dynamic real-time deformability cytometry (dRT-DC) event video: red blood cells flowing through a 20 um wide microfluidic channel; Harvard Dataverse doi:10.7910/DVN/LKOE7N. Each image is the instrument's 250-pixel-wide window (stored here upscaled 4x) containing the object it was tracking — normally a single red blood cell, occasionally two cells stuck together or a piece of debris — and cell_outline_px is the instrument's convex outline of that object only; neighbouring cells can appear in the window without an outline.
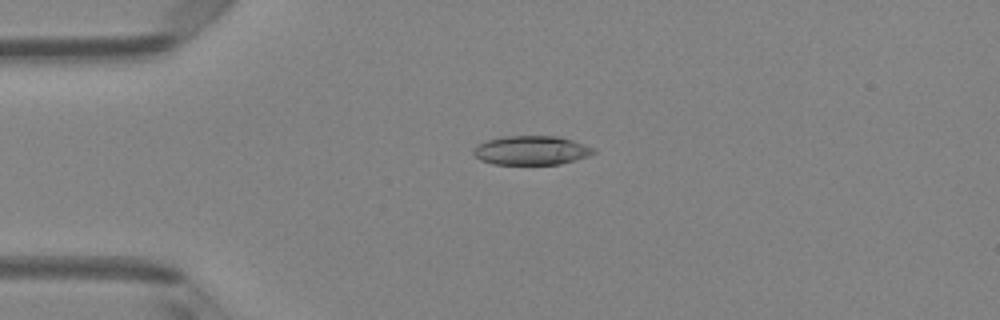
{"species": "Egyptian fruit bat (a non-hibernating species)", "species_latin": "Rousettus aegyptiacus", "temperature_condition": "room temperature", "stored_images_in_passage": 49, "camera_frame_rate_fps": 3000, "um_per_image_px": 0.085, "animal": {"sex": "female"}, "frame": {"image": 1, "passage_image": 12, "time_ms": 3.667, "image_size_px": [1000, 320], "cell_outline_px": [[596, 152], [588, 156], [560, 164], [492, 164], [480, 160], [472, 152], [480, 144], [488, 140], [504, 136], [560, 136], [596, 148]], "centroid_in_image_um": [45.2, 12.78], "position_along_channel_um": 39.8, "area_um2": 20.23}}
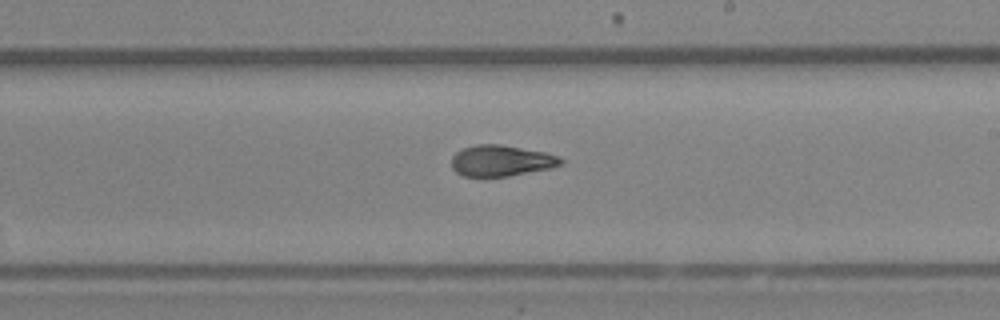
{"frame": {"image": 2, "passage_image": 29, "time_ms": 9.333, "image_size_px": [1000, 320], "cell_outline_px": [[564, 164], [552, 168], [508, 176], [464, 176], [456, 172], [452, 168], [452, 156], [456, 152], [464, 148], [476, 144], [500, 144], [544, 152], [560, 156], [564, 160]], "centroid_in_image_um": [42.64, 13.66], "position_along_channel_um": 246.4, "area_um2": 19.83}}
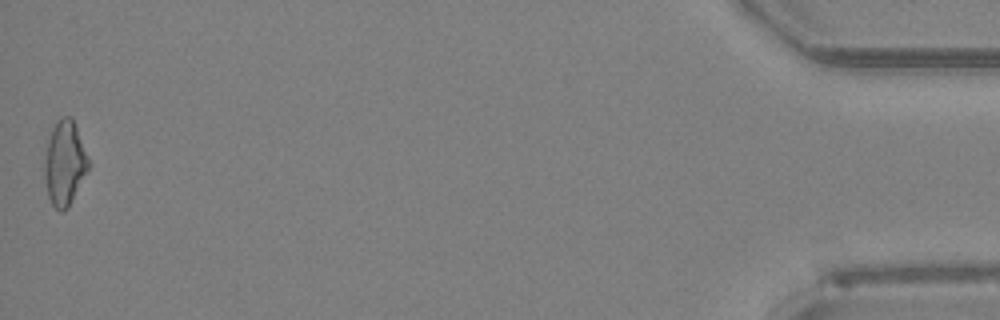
{"frame": {"image": 3, "passage_image": 49, "time_ms": 16.0, "image_size_px": [1000, 320], "cell_outline_px": [[92, 164], [68, 208], [64, 212], [60, 212], [52, 204], [48, 196], [44, 176], [44, 160], [48, 140], [52, 128], [56, 120], [60, 116], [72, 116]], "centroid_in_image_um": [5.52, 13.85], "position_along_channel_um": 429.7, "area_um2": 22.14}, "authors_computed_cell_mechanics": {"area_um2": 20.4034, "velocity_mm_per_s": 4.1738, "shape_relaxation_time_tau1_ms": 3.6523, "shape_relaxation_time_tau2_ms": 1.951, "deformation_change_tau1": 0.1644, "deformation_change_tau2": 0.0992}}